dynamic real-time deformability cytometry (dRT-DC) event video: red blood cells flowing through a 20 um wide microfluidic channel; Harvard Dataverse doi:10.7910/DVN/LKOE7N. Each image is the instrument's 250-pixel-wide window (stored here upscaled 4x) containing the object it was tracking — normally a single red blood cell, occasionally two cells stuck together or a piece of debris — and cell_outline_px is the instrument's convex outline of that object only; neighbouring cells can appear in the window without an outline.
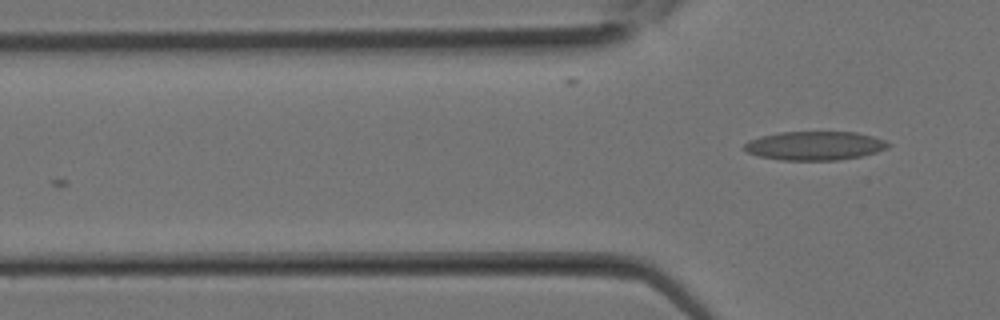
{"species": "Egyptian fruit bat (a non-hibernating species)", "species_latin": "Rousettus aegyptiacus", "temperature_condition": "room temperature", "stored_images_in_passage": 11, "camera_frame_rate_fps": 3000, "um_per_image_px": 0.085, "animal": {"sex": "female"}, "frame": {"image": 1, "passage_image": 11, "time_ms": 3.333, "image_size_px": [1000, 320], "cell_outline_px": [[892, 144], [888, 148], [876, 152], [860, 156], [836, 160], [780, 160], [760, 156], [748, 152], [744, 148], [744, 144], [748, 140], [760, 136], [780, 132], [856, 132], [872, 136], [884, 140]], "centroid_in_image_um": [69.26, 12.38], "position_along_channel_um": 56.5, "area_um2": 24.1}}